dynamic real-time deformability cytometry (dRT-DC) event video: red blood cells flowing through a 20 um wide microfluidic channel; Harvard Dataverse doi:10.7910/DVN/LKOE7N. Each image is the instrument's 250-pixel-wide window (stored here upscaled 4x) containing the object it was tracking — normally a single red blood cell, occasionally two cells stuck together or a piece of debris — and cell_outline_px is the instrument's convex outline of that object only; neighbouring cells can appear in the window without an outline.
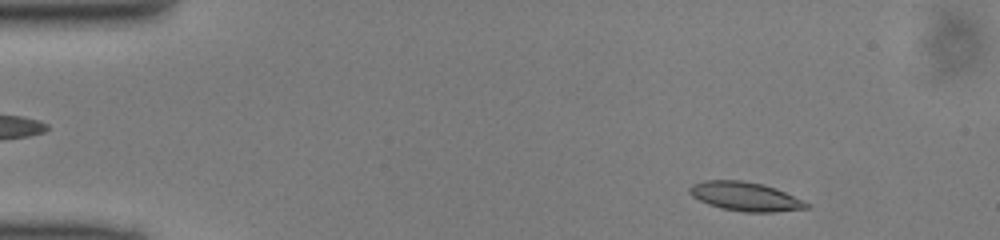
{"species": "common noctule bat (a hibernating species)", "species_latin": "Nyctalus noctula", "temperature_condition": "cold", "stored_images_in_passage": 47, "camera_frame_rate_fps": 3000, "um_per_image_px": 0.085, "animal": {"sex": "male", "body_mass_g": 13.0, "forearm_length_mm": 53.1}, "frame": {"image": 1, "passage_image": 4, "time_ms": 1.0, "image_size_px": [1000, 240], "cell_outline_px": [[812, 208], [776, 212], [744, 212], [720, 208], [708, 204], [692, 196], [688, 192], [688, 188], [692, 184], [704, 180], [740, 180], [764, 184], [776, 188], [812, 204]], "centroid_in_image_um": [63.38, 16.7], "position_along_channel_um": 21.6, "area_um2": 20.0}}
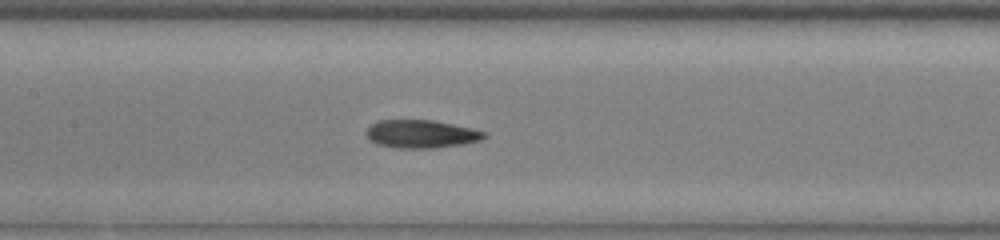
{"frame": {"image": 2, "passage_image": 21, "time_ms": 6.667, "image_size_px": [1000, 240], "cell_outline_px": [[488, 136], [480, 140], [464, 144], [432, 148], [396, 148], [376, 144], [368, 140], [368, 128], [376, 120], [432, 120], [472, 128], [488, 132]], "centroid_in_image_um": [35.83, 11.39], "position_along_channel_um": 171.6, "area_um2": 19.36}}
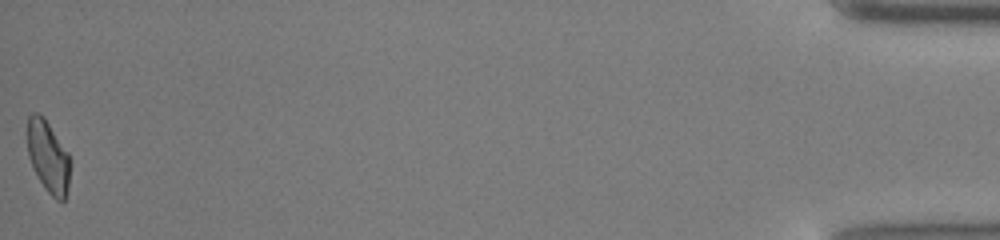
{"frame": {"image": 3, "passage_image": 47, "time_ms": 15.333, "image_size_px": [1000, 240], "cell_outline_px": [[68, 184], [64, 200], [56, 200], [44, 188], [32, 168], [28, 156], [28, 116], [32, 112], [36, 112], [44, 116], [68, 152]], "centroid_in_image_um": [4.06, 13.29], "position_along_channel_um": 431.1, "area_um2": 17.69}}